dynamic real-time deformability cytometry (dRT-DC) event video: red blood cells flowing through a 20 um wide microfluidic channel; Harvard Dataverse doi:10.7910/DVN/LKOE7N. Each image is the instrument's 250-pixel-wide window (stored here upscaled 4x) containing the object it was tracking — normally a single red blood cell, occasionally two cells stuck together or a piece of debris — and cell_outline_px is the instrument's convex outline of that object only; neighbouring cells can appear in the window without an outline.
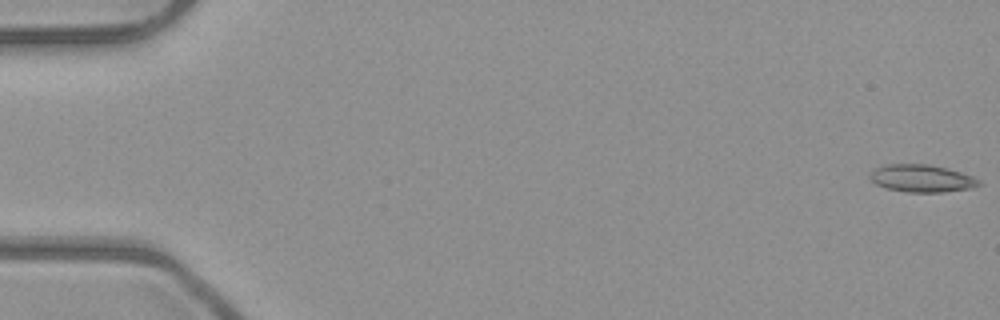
{"species": "common noctule bat (a hibernating species)", "species_latin": "Nyctalus noctula", "temperature_condition": "room temperature", "stored_images_in_passage": 16, "camera_frame_rate_fps": 3000, "um_per_image_px": 0.085, "animal": {"sex": "male", "body_mass_g": 23.1, "forearm_length_mm": 52.7}, "frame": {"image": 1, "passage_image": 1, "time_ms": 0.0, "image_size_px": [1000, 320], "cell_outline_px": [[984, 184], [972, 188], [944, 192], [908, 192], [888, 188], [876, 184], [868, 176], [876, 168], [888, 164], [928, 164], [948, 168], [972, 176], [980, 180]], "centroid_in_image_um": [78.4, 15.16], "position_along_channel_um": 6.6, "area_um2": 17.4}}
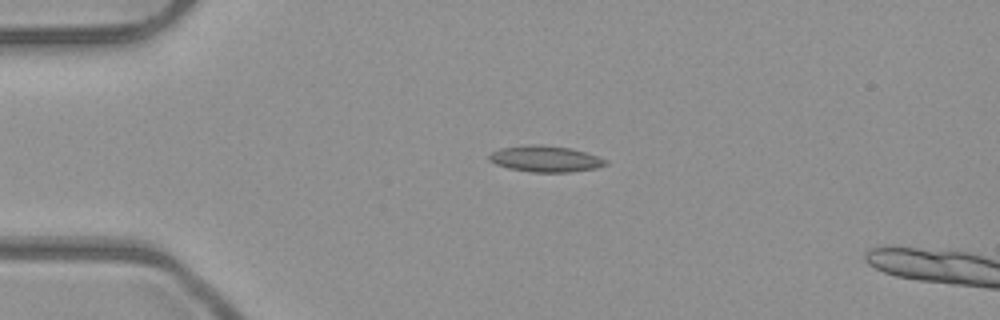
{"frame": {"image": 2, "passage_image": 13, "time_ms": 4.0, "image_size_px": [1000, 320], "cell_outline_px": [[608, 164], [596, 168], [568, 172], [532, 172], [508, 168], [496, 164], [488, 160], [488, 156], [492, 152], [500, 148], [536, 144], [540, 144], [572, 148], [608, 160]], "centroid_in_image_um": [46.35, 13.5], "position_along_channel_um": 38.6, "area_um2": 17.69}}